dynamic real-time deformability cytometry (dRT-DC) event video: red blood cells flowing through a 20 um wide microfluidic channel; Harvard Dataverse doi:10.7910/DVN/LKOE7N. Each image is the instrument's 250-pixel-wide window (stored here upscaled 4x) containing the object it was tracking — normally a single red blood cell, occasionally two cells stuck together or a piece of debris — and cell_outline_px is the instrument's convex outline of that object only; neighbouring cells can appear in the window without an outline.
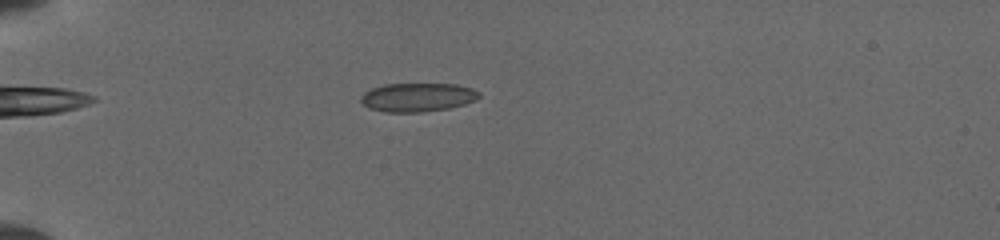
{"species": "common noctule bat (a hibernating species)", "species_latin": "Nyctalus noctula", "temperature_condition": "cold", "stored_images_in_passage": 25, "camera_frame_rate_fps": 3000, "um_per_image_px": 0.085, "animal": {"sex": "female", "body_mass_g": 19.5, "forearm_length_mm": 54.1}, "frame": {"image": 1, "passage_image": 4, "time_ms": 1.667, "image_size_px": [1000, 240], "cell_outline_px": [[480, 96], [476, 100], [464, 104], [448, 108], [420, 112], [384, 112], [368, 108], [360, 100], [360, 96], [364, 92], [372, 88], [384, 84], [456, 84], [472, 88], [480, 92]], "centroid_in_image_um": [35.48, 8.26], "position_along_channel_um": 49.5, "area_um2": 19.83}}
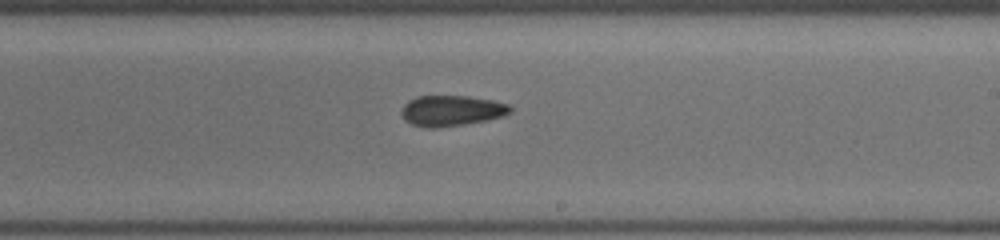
{"frame": {"image": 2, "passage_image": 15, "time_ms": 7.333, "image_size_px": [1000, 240], "cell_outline_px": [[512, 112], [500, 116], [484, 120], [460, 124], [432, 128], [428, 128], [412, 124], [404, 120], [400, 112], [404, 104], [408, 100], [416, 96], [468, 96], [492, 100], [508, 104], [512, 108]], "centroid_in_image_um": [38.32, 9.39], "position_along_channel_um": 250.7, "area_um2": 19.19}}
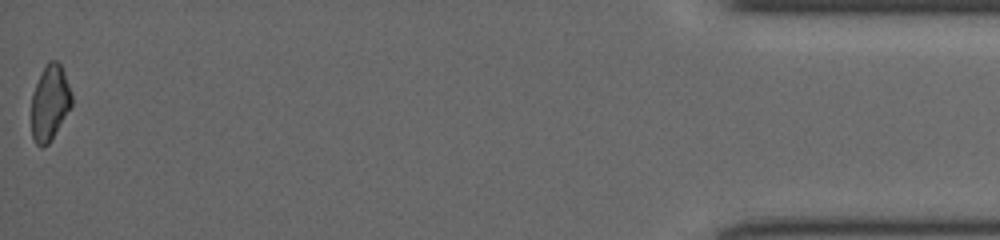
{"frame": {"image": 3, "passage_image": 25, "time_ms": 13.667, "image_size_px": [1000, 240], "cell_outline_px": [[72, 104], [48, 144], [40, 148], [36, 144], [32, 136], [32, 92], [48, 60], [56, 60], [60, 64], [72, 96]], "centroid_in_image_um": [4.21, 8.75], "position_along_channel_um": 431.0, "area_um2": 17.22}}